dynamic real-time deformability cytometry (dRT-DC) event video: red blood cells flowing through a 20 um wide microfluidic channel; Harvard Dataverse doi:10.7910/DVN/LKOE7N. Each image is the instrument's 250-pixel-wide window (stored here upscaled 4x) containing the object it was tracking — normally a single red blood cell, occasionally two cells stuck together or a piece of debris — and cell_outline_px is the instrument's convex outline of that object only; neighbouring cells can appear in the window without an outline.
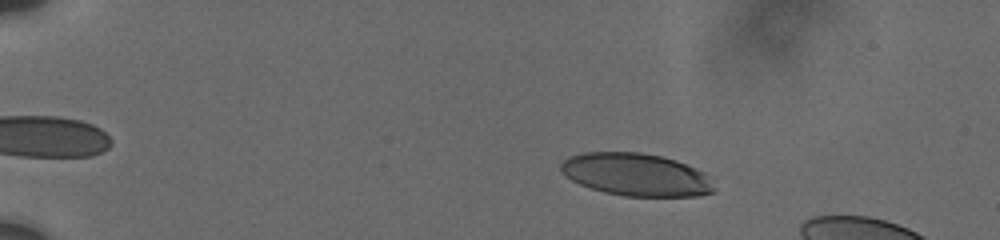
{"species": "human", "species_latin": "Homo sapiens", "temperature_condition": "cold", "stored_images_in_passage": 5, "camera_frame_rate_fps": 3000, "um_per_image_px": 0.085, "donor": {"sex": "male"}, "frame": {"image": 1, "passage_image": 1, "time_ms": 0.0, "image_size_px": [1000, 240], "cell_outline_px": [[712, 192], [696, 196], [624, 196], [604, 192], [580, 184], [564, 176], [560, 172], [560, 164], [564, 160], [572, 156], [584, 152], [640, 152], [660, 156], [676, 160], [696, 168], [704, 172], [712, 188]], "centroid_in_image_um": [54.01, 14.83], "position_along_channel_um": 31.0, "area_um2": 37.74}}
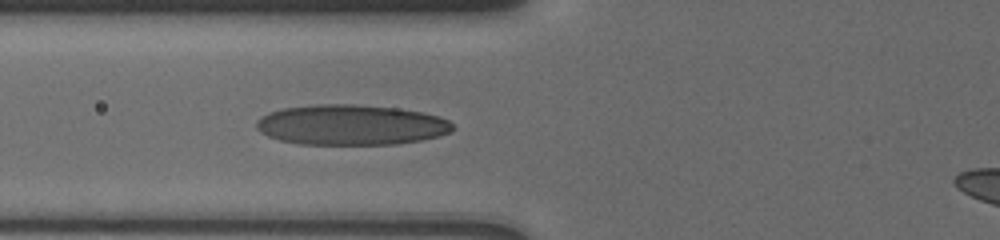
{"frame": {"image": 2, "passage_image": 5, "time_ms": 4.333, "image_size_px": [1000, 240], "cell_outline_px": [[456, 128], [452, 132], [440, 136], [420, 140], [396, 144], [300, 144], [280, 140], [268, 136], [260, 132], [256, 128], [256, 120], [260, 116], [284, 108], [316, 104], [356, 104], [396, 108], [424, 112], [440, 116], [448, 120]], "centroid_in_image_um": [29.87, 10.61], "position_along_channel_um": 95.9, "area_um2": 46.36}}